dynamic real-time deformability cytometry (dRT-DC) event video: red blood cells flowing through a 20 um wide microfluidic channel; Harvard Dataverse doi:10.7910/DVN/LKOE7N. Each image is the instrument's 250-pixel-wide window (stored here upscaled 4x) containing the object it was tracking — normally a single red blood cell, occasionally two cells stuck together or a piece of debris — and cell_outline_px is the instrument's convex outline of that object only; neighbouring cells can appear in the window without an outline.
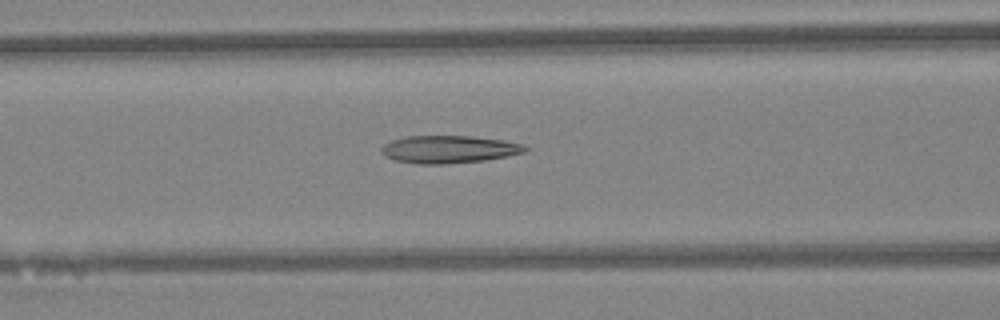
{"species": "Egyptian fruit bat (a non-hibernating species)", "species_latin": "Rousettus aegyptiacus", "temperature_condition": "warm", "stored_images_in_passage": 6, "camera_frame_rate_fps": 3000, "um_per_image_px": 0.085, "animal": {"sex": "female"}, "frame": {"image": 1, "passage_image": 6, "time_ms": 1.667, "image_size_px": [1000, 320], "cell_outline_px": [[528, 148], [524, 152], [508, 156], [484, 160], [444, 164], [420, 164], [396, 160], [384, 156], [380, 152], [380, 148], [384, 144], [392, 140], [404, 136], [472, 136], [504, 140], [524, 144]], "centroid_in_image_um": [38.14, 12.68], "position_along_channel_um": 128.5, "area_um2": 23.18}}